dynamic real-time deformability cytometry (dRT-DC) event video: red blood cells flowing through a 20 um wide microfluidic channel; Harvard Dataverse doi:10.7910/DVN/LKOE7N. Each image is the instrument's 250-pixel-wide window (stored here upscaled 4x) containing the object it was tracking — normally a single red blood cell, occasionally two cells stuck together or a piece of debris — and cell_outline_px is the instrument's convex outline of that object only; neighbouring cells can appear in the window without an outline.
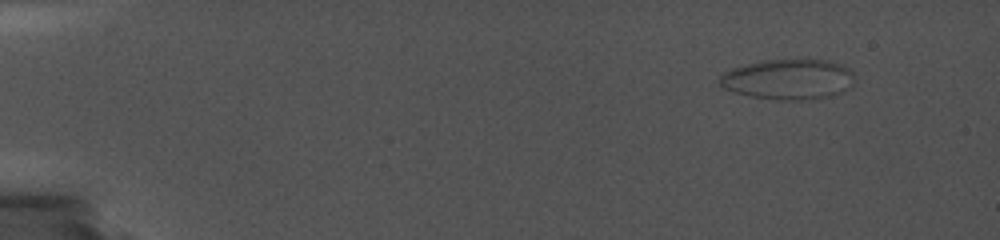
{"species": "common noctule bat (a hibernating species)", "species_latin": "Nyctalus noctula", "temperature_condition": "cold", "stored_images_in_passage": 40, "camera_frame_rate_fps": 5000, "um_per_image_px": 0.085, "animal": {"sex": "female", "body_mass_g": 19.0, "forearm_length_mm": 56.7}, "frame": {"image": 1, "passage_image": 5, "time_ms": 1.8, "image_size_px": [1000, 240], "cell_outline_px": [[856, 80], [844, 92], [828, 96], [804, 100], [776, 100], [752, 96], [736, 92], [724, 88], [720, 84], [720, 76], [724, 72], [732, 68], [744, 64], [764, 60], [828, 60], [844, 64], [852, 72]], "centroid_in_image_um": [67.05, 6.73], "position_along_channel_um": 18.0, "area_um2": 31.79}}
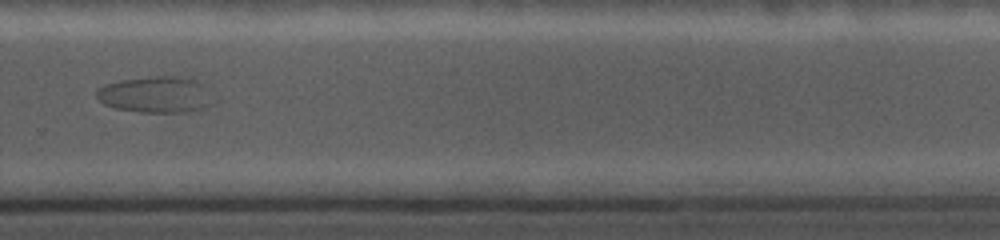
{"frame": {"image": 2, "passage_image": 32, "time_ms": 14.6, "image_size_px": [1000, 240], "cell_outline_px": [[208, 104], [200, 108], [184, 112], [140, 112], [116, 108], [104, 104], [96, 96], [96, 92], [104, 84], [120, 80], [156, 76], [180, 76], [196, 80], [208, 84]], "centroid_in_image_um": [13.2, 8.02], "position_along_channel_um": 316.6, "area_um2": 24.33}}
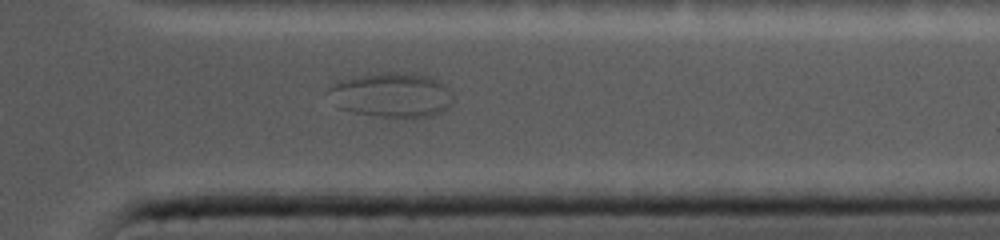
{"frame": {"image": 3, "passage_image": 36, "time_ms": 16.4, "image_size_px": [1000, 240], "cell_outline_px": [[452, 104], [440, 112], [432, 116], [376, 116], [352, 112], [340, 108], [324, 92], [336, 80], [352, 76], [384, 72], [400, 72], [428, 76], [452, 88]], "centroid_in_image_um": [33.24, 8.04], "position_along_channel_um": 378.2, "area_um2": 32.66}}